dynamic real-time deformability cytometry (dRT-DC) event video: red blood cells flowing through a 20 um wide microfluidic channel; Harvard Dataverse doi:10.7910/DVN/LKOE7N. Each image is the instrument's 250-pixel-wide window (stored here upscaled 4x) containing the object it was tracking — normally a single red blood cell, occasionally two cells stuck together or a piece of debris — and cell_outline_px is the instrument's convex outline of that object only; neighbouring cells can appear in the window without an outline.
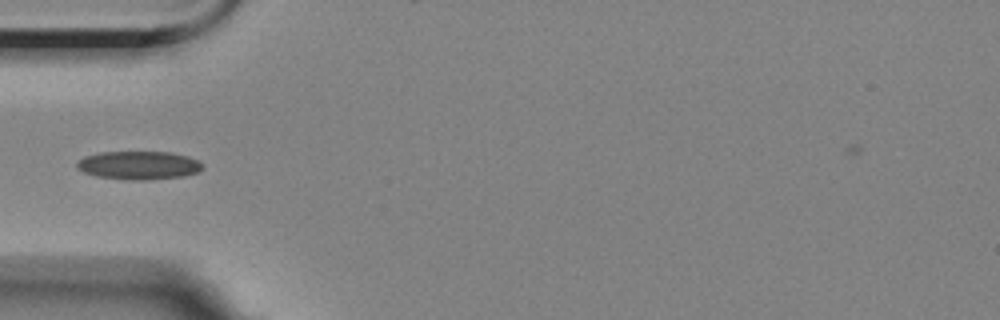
{"species": "Egyptian fruit bat (a non-hibernating species)", "species_latin": "Rousettus aegyptiacus", "temperature_condition": "room temperature", "stored_images_in_passage": 7, "camera_frame_rate_fps": 3000, "um_per_image_px": 0.085, "animal": {"sex": "female"}, "frame": {"image": 1, "passage_image": 6, "time_ms": 5.667, "image_size_px": [1000, 320], "cell_outline_px": [[204, 168], [196, 172], [184, 176], [148, 180], [128, 180], [96, 176], [84, 172], [76, 168], [76, 164], [84, 156], [100, 152], [172, 152], [188, 156], [204, 164]], "centroid_in_image_um": [11.8, 14.05], "position_along_channel_um": 73.2, "area_um2": 20.87}}